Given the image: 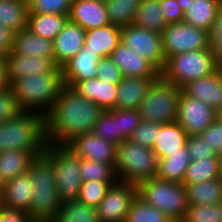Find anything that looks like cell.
Segmentation results:
<instances>
[{
	"instance_id": "60d3db41",
	"label": "cell",
	"mask_w": 222,
	"mask_h": 222,
	"mask_svg": "<svg viewBox=\"0 0 222 222\" xmlns=\"http://www.w3.org/2000/svg\"><path fill=\"white\" fill-rule=\"evenodd\" d=\"M181 222H222V207L217 205H189Z\"/></svg>"
},
{
	"instance_id": "5bb4252c",
	"label": "cell",
	"mask_w": 222,
	"mask_h": 222,
	"mask_svg": "<svg viewBox=\"0 0 222 222\" xmlns=\"http://www.w3.org/2000/svg\"><path fill=\"white\" fill-rule=\"evenodd\" d=\"M66 146L81 159L108 163L115 166L116 145L94 135L92 132L74 137Z\"/></svg>"
},
{
	"instance_id": "e7e4bbea",
	"label": "cell",
	"mask_w": 222,
	"mask_h": 222,
	"mask_svg": "<svg viewBox=\"0 0 222 222\" xmlns=\"http://www.w3.org/2000/svg\"><path fill=\"white\" fill-rule=\"evenodd\" d=\"M220 206L222 207V197H221V200H220Z\"/></svg>"
},
{
	"instance_id": "816d5d0a",
	"label": "cell",
	"mask_w": 222,
	"mask_h": 222,
	"mask_svg": "<svg viewBox=\"0 0 222 222\" xmlns=\"http://www.w3.org/2000/svg\"><path fill=\"white\" fill-rule=\"evenodd\" d=\"M27 213L8 209L0 205V222H30Z\"/></svg>"
},
{
	"instance_id": "f907efd6",
	"label": "cell",
	"mask_w": 222,
	"mask_h": 222,
	"mask_svg": "<svg viewBox=\"0 0 222 222\" xmlns=\"http://www.w3.org/2000/svg\"><path fill=\"white\" fill-rule=\"evenodd\" d=\"M161 9L167 25L183 21L184 11L180 8L177 0H161Z\"/></svg>"
},
{
	"instance_id": "3957f363",
	"label": "cell",
	"mask_w": 222,
	"mask_h": 222,
	"mask_svg": "<svg viewBox=\"0 0 222 222\" xmlns=\"http://www.w3.org/2000/svg\"><path fill=\"white\" fill-rule=\"evenodd\" d=\"M10 86L20 111L45 116L65 85L62 69L58 67L53 73H36L15 80Z\"/></svg>"
},
{
	"instance_id": "2e32d148",
	"label": "cell",
	"mask_w": 222,
	"mask_h": 222,
	"mask_svg": "<svg viewBox=\"0 0 222 222\" xmlns=\"http://www.w3.org/2000/svg\"><path fill=\"white\" fill-rule=\"evenodd\" d=\"M123 77L158 78L160 72L136 51L120 42L110 56Z\"/></svg>"
},
{
	"instance_id": "680465c9",
	"label": "cell",
	"mask_w": 222,
	"mask_h": 222,
	"mask_svg": "<svg viewBox=\"0 0 222 222\" xmlns=\"http://www.w3.org/2000/svg\"><path fill=\"white\" fill-rule=\"evenodd\" d=\"M18 1L26 5L27 7H30V5L34 2V0H18Z\"/></svg>"
},
{
	"instance_id": "30bf717a",
	"label": "cell",
	"mask_w": 222,
	"mask_h": 222,
	"mask_svg": "<svg viewBox=\"0 0 222 222\" xmlns=\"http://www.w3.org/2000/svg\"><path fill=\"white\" fill-rule=\"evenodd\" d=\"M161 37L166 60L177 54L208 48V32L183 21L168 24Z\"/></svg>"
},
{
	"instance_id": "83f0119b",
	"label": "cell",
	"mask_w": 222,
	"mask_h": 222,
	"mask_svg": "<svg viewBox=\"0 0 222 222\" xmlns=\"http://www.w3.org/2000/svg\"><path fill=\"white\" fill-rule=\"evenodd\" d=\"M219 10V0H193L184 11L183 22L209 32Z\"/></svg>"
},
{
	"instance_id": "8fae6325",
	"label": "cell",
	"mask_w": 222,
	"mask_h": 222,
	"mask_svg": "<svg viewBox=\"0 0 222 222\" xmlns=\"http://www.w3.org/2000/svg\"><path fill=\"white\" fill-rule=\"evenodd\" d=\"M120 42L144 57L160 73L163 71L166 59L163 54L160 33L147 30L132 23L121 27Z\"/></svg>"
},
{
	"instance_id": "6f0895ef",
	"label": "cell",
	"mask_w": 222,
	"mask_h": 222,
	"mask_svg": "<svg viewBox=\"0 0 222 222\" xmlns=\"http://www.w3.org/2000/svg\"><path fill=\"white\" fill-rule=\"evenodd\" d=\"M217 120L222 123V107L216 112Z\"/></svg>"
},
{
	"instance_id": "f5cc1de1",
	"label": "cell",
	"mask_w": 222,
	"mask_h": 222,
	"mask_svg": "<svg viewBox=\"0 0 222 222\" xmlns=\"http://www.w3.org/2000/svg\"><path fill=\"white\" fill-rule=\"evenodd\" d=\"M14 32L0 25V54L7 55L13 46Z\"/></svg>"
},
{
	"instance_id": "4316f807",
	"label": "cell",
	"mask_w": 222,
	"mask_h": 222,
	"mask_svg": "<svg viewBox=\"0 0 222 222\" xmlns=\"http://www.w3.org/2000/svg\"><path fill=\"white\" fill-rule=\"evenodd\" d=\"M191 164V156L187 147L181 148V152H175L166 158L159 159L157 178L164 181L183 183L188 166Z\"/></svg>"
},
{
	"instance_id": "bcb514c9",
	"label": "cell",
	"mask_w": 222,
	"mask_h": 222,
	"mask_svg": "<svg viewBox=\"0 0 222 222\" xmlns=\"http://www.w3.org/2000/svg\"><path fill=\"white\" fill-rule=\"evenodd\" d=\"M208 48L215 61H222V10H219L208 32Z\"/></svg>"
},
{
	"instance_id": "d6a6232c",
	"label": "cell",
	"mask_w": 222,
	"mask_h": 222,
	"mask_svg": "<svg viewBox=\"0 0 222 222\" xmlns=\"http://www.w3.org/2000/svg\"><path fill=\"white\" fill-rule=\"evenodd\" d=\"M53 222H100L97 209L75 199L61 202Z\"/></svg>"
},
{
	"instance_id": "d590c367",
	"label": "cell",
	"mask_w": 222,
	"mask_h": 222,
	"mask_svg": "<svg viewBox=\"0 0 222 222\" xmlns=\"http://www.w3.org/2000/svg\"><path fill=\"white\" fill-rule=\"evenodd\" d=\"M220 158H207L193 161L188 166L183 184H193L219 179Z\"/></svg>"
},
{
	"instance_id": "1f68e13d",
	"label": "cell",
	"mask_w": 222,
	"mask_h": 222,
	"mask_svg": "<svg viewBox=\"0 0 222 222\" xmlns=\"http://www.w3.org/2000/svg\"><path fill=\"white\" fill-rule=\"evenodd\" d=\"M133 24L161 34L167 27L162 14L161 0H141Z\"/></svg>"
},
{
	"instance_id": "d4e9b609",
	"label": "cell",
	"mask_w": 222,
	"mask_h": 222,
	"mask_svg": "<svg viewBox=\"0 0 222 222\" xmlns=\"http://www.w3.org/2000/svg\"><path fill=\"white\" fill-rule=\"evenodd\" d=\"M187 132L175 121L161 124L157 139L152 147L158 160L175 152H181L186 146Z\"/></svg>"
},
{
	"instance_id": "11a10c76",
	"label": "cell",
	"mask_w": 222,
	"mask_h": 222,
	"mask_svg": "<svg viewBox=\"0 0 222 222\" xmlns=\"http://www.w3.org/2000/svg\"><path fill=\"white\" fill-rule=\"evenodd\" d=\"M191 1L193 0H177V3L179 4L180 8L185 11Z\"/></svg>"
},
{
	"instance_id": "9a60e30c",
	"label": "cell",
	"mask_w": 222,
	"mask_h": 222,
	"mask_svg": "<svg viewBox=\"0 0 222 222\" xmlns=\"http://www.w3.org/2000/svg\"><path fill=\"white\" fill-rule=\"evenodd\" d=\"M102 57L97 52L82 49L62 67L64 85L73 88L78 82L96 78L97 65Z\"/></svg>"
},
{
	"instance_id": "9c48e42d",
	"label": "cell",
	"mask_w": 222,
	"mask_h": 222,
	"mask_svg": "<svg viewBox=\"0 0 222 222\" xmlns=\"http://www.w3.org/2000/svg\"><path fill=\"white\" fill-rule=\"evenodd\" d=\"M181 92L182 88L166 81L160 75L140 104L141 119L161 124L175 121Z\"/></svg>"
},
{
	"instance_id": "ab89813d",
	"label": "cell",
	"mask_w": 222,
	"mask_h": 222,
	"mask_svg": "<svg viewBox=\"0 0 222 222\" xmlns=\"http://www.w3.org/2000/svg\"><path fill=\"white\" fill-rule=\"evenodd\" d=\"M116 182L83 181L78 200L88 206L97 207L104 199L106 191Z\"/></svg>"
},
{
	"instance_id": "7402d4cb",
	"label": "cell",
	"mask_w": 222,
	"mask_h": 222,
	"mask_svg": "<svg viewBox=\"0 0 222 222\" xmlns=\"http://www.w3.org/2000/svg\"><path fill=\"white\" fill-rule=\"evenodd\" d=\"M182 91L191 97L197 98L216 112L222 107V82L217 72L189 82Z\"/></svg>"
},
{
	"instance_id": "ee69618b",
	"label": "cell",
	"mask_w": 222,
	"mask_h": 222,
	"mask_svg": "<svg viewBox=\"0 0 222 222\" xmlns=\"http://www.w3.org/2000/svg\"><path fill=\"white\" fill-rule=\"evenodd\" d=\"M141 121L139 109L118 110L119 144L130 138Z\"/></svg>"
},
{
	"instance_id": "9f6ffc18",
	"label": "cell",
	"mask_w": 222,
	"mask_h": 222,
	"mask_svg": "<svg viewBox=\"0 0 222 222\" xmlns=\"http://www.w3.org/2000/svg\"><path fill=\"white\" fill-rule=\"evenodd\" d=\"M216 72L222 82V61L216 64Z\"/></svg>"
},
{
	"instance_id": "cb8c5ba5",
	"label": "cell",
	"mask_w": 222,
	"mask_h": 222,
	"mask_svg": "<svg viewBox=\"0 0 222 222\" xmlns=\"http://www.w3.org/2000/svg\"><path fill=\"white\" fill-rule=\"evenodd\" d=\"M73 89L88 100L93 101L103 111L112 110L115 107L117 85L93 78L78 82Z\"/></svg>"
},
{
	"instance_id": "7c38bea8",
	"label": "cell",
	"mask_w": 222,
	"mask_h": 222,
	"mask_svg": "<svg viewBox=\"0 0 222 222\" xmlns=\"http://www.w3.org/2000/svg\"><path fill=\"white\" fill-rule=\"evenodd\" d=\"M137 196V185L117 181L106 191L96 207L100 222H125L132 201Z\"/></svg>"
},
{
	"instance_id": "94428289",
	"label": "cell",
	"mask_w": 222,
	"mask_h": 222,
	"mask_svg": "<svg viewBox=\"0 0 222 222\" xmlns=\"http://www.w3.org/2000/svg\"><path fill=\"white\" fill-rule=\"evenodd\" d=\"M3 181L0 179V200H1V197H2V192H3Z\"/></svg>"
},
{
	"instance_id": "ac0fdd59",
	"label": "cell",
	"mask_w": 222,
	"mask_h": 222,
	"mask_svg": "<svg viewBox=\"0 0 222 222\" xmlns=\"http://www.w3.org/2000/svg\"><path fill=\"white\" fill-rule=\"evenodd\" d=\"M69 20L86 31L110 24L102 0H73Z\"/></svg>"
},
{
	"instance_id": "836d02e7",
	"label": "cell",
	"mask_w": 222,
	"mask_h": 222,
	"mask_svg": "<svg viewBox=\"0 0 222 222\" xmlns=\"http://www.w3.org/2000/svg\"><path fill=\"white\" fill-rule=\"evenodd\" d=\"M29 7L18 0H0V25L14 33L27 27Z\"/></svg>"
},
{
	"instance_id": "681fc988",
	"label": "cell",
	"mask_w": 222,
	"mask_h": 222,
	"mask_svg": "<svg viewBox=\"0 0 222 222\" xmlns=\"http://www.w3.org/2000/svg\"><path fill=\"white\" fill-rule=\"evenodd\" d=\"M200 136L222 156V123L217 119L211 123Z\"/></svg>"
},
{
	"instance_id": "f6af8a7d",
	"label": "cell",
	"mask_w": 222,
	"mask_h": 222,
	"mask_svg": "<svg viewBox=\"0 0 222 222\" xmlns=\"http://www.w3.org/2000/svg\"><path fill=\"white\" fill-rule=\"evenodd\" d=\"M191 162L207 158H220L213 146H210L200 135H189L186 143Z\"/></svg>"
},
{
	"instance_id": "4dcf8cb0",
	"label": "cell",
	"mask_w": 222,
	"mask_h": 222,
	"mask_svg": "<svg viewBox=\"0 0 222 222\" xmlns=\"http://www.w3.org/2000/svg\"><path fill=\"white\" fill-rule=\"evenodd\" d=\"M36 157L30 151L10 150L0 152V179L5 182L25 174Z\"/></svg>"
},
{
	"instance_id": "ba28073f",
	"label": "cell",
	"mask_w": 222,
	"mask_h": 222,
	"mask_svg": "<svg viewBox=\"0 0 222 222\" xmlns=\"http://www.w3.org/2000/svg\"><path fill=\"white\" fill-rule=\"evenodd\" d=\"M216 71V63L209 48L169 57L160 75L168 82L183 88L189 82Z\"/></svg>"
},
{
	"instance_id": "be15d7a7",
	"label": "cell",
	"mask_w": 222,
	"mask_h": 222,
	"mask_svg": "<svg viewBox=\"0 0 222 222\" xmlns=\"http://www.w3.org/2000/svg\"><path fill=\"white\" fill-rule=\"evenodd\" d=\"M219 7H220V10H222V0H219Z\"/></svg>"
},
{
	"instance_id": "6125c7cd",
	"label": "cell",
	"mask_w": 222,
	"mask_h": 222,
	"mask_svg": "<svg viewBox=\"0 0 222 222\" xmlns=\"http://www.w3.org/2000/svg\"><path fill=\"white\" fill-rule=\"evenodd\" d=\"M30 222H53L48 220H31Z\"/></svg>"
},
{
	"instance_id": "f35d334b",
	"label": "cell",
	"mask_w": 222,
	"mask_h": 222,
	"mask_svg": "<svg viewBox=\"0 0 222 222\" xmlns=\"http://www.w3.org/2000/svg\"><path fill=\"white\" fill-rule=\"evenodd\" d=\"M118 109L103 111L92 129V133L116 146L119 144Z\"/></svg>"
},
{
	"instance_id": "7dc6e473",
	"label": "cell",
	"mask_w": 222,
	"mask_h": 222,
	"mask_svg": "<svg viewBox=\"0 0 222 222\" xmlns=\"http://www.w3.org/2000/svg\"><path fill=\"white\" fill-rule=\"evenodd\" d=\"M96 77L101 81L110 82L112 85H118L123 78L121 70L110 56L102 57L99 60Z\"/></svg>"
},
{
	"instance_id": "b9f144b4",
	"label": "cell",
	"mask_w": 222,
	"mask_h": 222,
	"mask_svg": "<svg viewBox=\"0 0 222 222\" xmlns=\"http://www.w3.org/2000/svg\"><path fill=\"white\" fill-rule=\"evenodd\" d=\"M160 128L161 123L142 120L131 134L129 140L140 146L152 149Z\"/></svg>"
},
{
	"instance_id": "277c9868",
	"label": "cell",
	"mask_w": 222,
	"mask_h": 222,
	"mask_svg": "<svg viewBox=\"0 0 222 222\" xmlns=\"http://www.w3.org/2000/svg\"><path fill=\"white\" fill-rule=\"evenodd\" d=\"M28 173L33 186L29 218L53 221L59 212L61 201L51 163L43 155L38 156L30 163Z\"/></svg>"
},
{
	"instance_id": "f1b7e54d",
	"label": "cell",
	"mask_w": 222,
	"mask_h": 222,
	"mask_svg": "<svg viewBox=\"0 0 222 222\" xmlns=\"http://www.w3.org/2000/svg\"><path fill=\"white\" fill-rule=\"evenodd\" d=\"M188 205H217L222 197V182L213 179L193 184H184Z\"/></svg>"
},
{
	"instance_id": "d6986e66",
	"label": "cell",
	"mask_w": 222,
	"mask_h": 222,
	"mask_svg": "<svg viewBox=\"0 0 222 222\" xmlns=\"http://www.w3.org/2000/svg\"><path fill=\"white\" fill-rule=\"evenodd\" d=\"M32 196L33 186L29 173L27 172L3 183L0 205L28 214Z\"/></svg>"
},
{
	"instance_id": "5b68a950",
	"label": "cell",
	"mask_w": 222,
	"mask_h": 222,
	"mask_svg": "<svg viewBox=\"0 0 222 222\" xmlns=\"http://www.w3.org/2000/svg\"><path fill=\"white\" fill-rule=\"evenodd\" d=\"M159 160L151 148L129 139L116 146L115 172L118 181L138 185L157 176Z\"/></svg>"
},
{
	"instance_id": "e575fe53",
	"label": "cell",
	"mask_w": 222,
	"mask_h": 222,
	"mask_svg": "<svg viewBox=\"0 0 222 222\" xmlns=\"http://www.w3.org/2000/svg\"><path fill=\"white\" fill-rule=\"evenodd\" d=\"M141 0H106L110 24L125 27L132 24Z\"/></svg>"
},
{
	"instance_id": "f546056e",
	"label": "cell",
	"mask_w": 222,
	"mask_h": 222,
	"mask_svg": "<svg viewBox=\"0 0 222 222\" xmlns=\"http://www.w3.org/2000/svg\"><path fill=\"white\" fill-rule=\"evenodd\" d=\"M68 20L67 15L29 13L26 28L39 37L54 40Z\"/></svg>"
},
{
	"instance_id": "8d00e7d4",
	"label": "cell",
	"mask_w": 222,
	"mask_h": 222,
	"mask_svg": "<svg viewBox=\"0 0 222 222\" xmlns=\"http://www.w3.org/2000/svg\"><path fill=\"white\" fill-rule=\"evenodd\" d=\"M125 222H173V220L136 196L131 203Z\"/></svg>"
},
{
	"instance_id": "603a6c76",
	"label": "cell",
	"mask_w": 222,
	"mask_h": 222,
	"mask_svg": "<svg viewBox=\"0 0 222 222\" xmlns=\"http://www.w3.org/2000/svg\"><path fill=\"white\" fill-rule=\"evenodd\" d=\"M11 52L23 56L54 58L53 40L39 37L24 28L14 33Z\"/></svg>"
},
{
	"instance_id": "52a82bcc",
	"label": "cell",
	"mask_w": 222,
	"mask_h": 222,
	"mask_svg": "<svg viewBox=\"0 0 222 222\" xmlns=\"http://www.w3.org/2000/svg\"><path fill=\"white\" fill-rule=\"evenodd\" d=\"M52 165L58 197L61 202L78 199L83 179L81 158L66 145L47 144L42 154Z\"/></svg>"
},
{
	"instance_id": "484cf974",
	"label": "cell",
	"mask_w": 222,
	"mask_h": 222,
	"mask_svg": "<svg viewBox=\"0 0 222 222\" xmlns=\"http://www.w3.org/2000/svg\"><path fill=\"white\" fill-rule=\"evenodd\" d=\"M121 40V27L109 24L100 28L87 30L84 46L101 57L111 56Z\"/></svg>"
},
{
	"instance_id": "7bdbcfd3",
	"label": "cell",
	"mask_w": 222,
	"mask_h": 222,
	"mask_svg": "<svg viewBox=\"0 0 222 222\" xmlns=\"http://www.w3.org/2000/svg\"><path fill=\"white\" fill-rule=\"evenodd\" d=\"M73 0H34L29 13L69 16Z\"/></svg>"
},
{
	"instance_id": "4fadbf2b",
	"label": "cell",
	"mask_w": 222,
	"mask_h": 222,
	"mask_svg": "<svg viewBox=\"0 0 222 222\" xmlns=\"http://www.w3.org/2000/svg\"><path fill=\"white\" fill-rule=\"evenodd\" d=\"M216 119V111L213 108L181 92L176 122L188 135H200Z\"/></svg>"
},
{
	"instance_id": "7a4b0ae2",
	"label": "cell",
	"mask_w": 222,
	"mask_h": 222,
	"mask_svg": "<svg viewBox=\"0 0 222 222\" xmlns=\"http://www.w3.org/2000/svg\"><path fill=\"white\" fill-rule=\"evenodd\" d=\"M45 116L36 112L20 111L0 127V152L30 151L41 156L47 146Z\"/></svg>"
},
{
	"instance_id": "e0dca14e",
	"label": "cell",
	"mask_w": 222,
	"mask_h": 222,
	"mask_svg": "<svg viewBox=\"0 0 222 222\" xmlns=\"http://www.w3.org/2000/svg\"><path fill=\"white\" fill-rule=\"evenodd\" d=\"M8 80L11 85L15 80L33 76L36 73H53L58 66L54 58L32 57L14 54L11 51L6 55Z\"/></svg>"
},
{
	"instance_id": "db71d44e",
	"label": "cell",
	"mask_w": 222,
	"mask_h": 222,
	"mask_svg": "<svg viewBox=\"0 0 222 222\" xmlns=\"http://www.w3.org/2000/svg\"><path fill=\"white\" fill-rule=\"evenodd\" d=\"M9 85L7 57L6 55L0 54V89L8 87Z\"/></svg>"
},
{
	"instance_id": "8992f818",
	"label": "cell",
	"mask_w": 222,
	"mask_h": 222,
	"mask_svg": "<svg viewBox=\"0 0 222 222\" xmlns=\"http://www.w3.org/2000/svg\"><path fill=\"white\" fill-rule=\"evenodd\" d=\"M137 196L166 214L173 222H181L188 209L183 183L160 180L157 177L140 182Z\"/></svg>"
},
{
	"instance_id": "c3c4849f",
	"label": "cell",
	"mask_w": 222,
	"mask_h": 222,
	"mask_svg": "<svg viewBox=\"0 0 222 222\" xmlns=\"http://www.w3.org/2000/svg\"><path fill=\"white\" fill-rule=\"evenodd\" d=\"M20 112V108L16 104L12 87L0 89V121L11 119Z\"/></svg>"
},
{
	"instance_id": "6da1fadb",
	"label": "cell",
	"mask_w": 222,
	"mask_h": 222,
	"mask_svg": "<svg viewBox=\"0 0 222 222\" xmlns=\"http://www.w3.org/2000/svg\"><path fill=\"white\" fill-rule=\"evenodd\" d=\"M102 112L93 101L64 86L45 115L47 143L66 145L74 137L92 132Z\"/></svg>"
},
{
	"instance_id": "ffe728a7",
	"label": "cell",
	"mask_w": 222,
	"mask_h": 222,
	"mask_svg": "<svg viewBox=\"0 0 222 222\" xmlns=\"http://www.w3.org/2000/svg\"><path fill=\"white\" fill-rule=\"evenodd\" d=\"M86 30L79 25L67 21L63 30L53 40L54 62L62 67L74 57L84 46Z\"/></svg>"
},
{
	"instance_id": "74e56055",
	"label": "cell",
	"mask_w": 222,
	"mask_h": 222,
	"mask_svg": "<svg viewBox=\"0 0 222 222\" xmlns=\"http://www.w3.org/2000/svg\"><path fill=\"white\" fill-rule=\"evenodd\" d=\"M80 175L83 181L117 182L114 166L108 163L81 159Z\"/></svg>"
},
{
	"instance_id": "44dd1931",
	"label": "cell",
	"mask_w": 222,
	"mask_h": 222,
	"mask_svg": "<svg viewBox=\"0 0 222 222\" xmlns=\"http://www.w3.org/2000/svg\"><path fill=\"white\" fill-rule=\"evenodd\" d=\"M157 78L123 77L117 85L114 109H139L142 100Z\"/></svg>"
},
{
	"instance_id": "91938a15",
	"label": "cell",
	"mask_w": 222,
	"mask_h": 222,
	"mask_svg": "<svg viewBox=\"0 0 222 222\" xmlns=\"http://www.w3.org/2000/svg\"><path fill=\"white\" fill-rule=\"evenodd\" d=\"M219 179L222 182V156H220V171H219Z\"/></svg>"
}]
</instances>
